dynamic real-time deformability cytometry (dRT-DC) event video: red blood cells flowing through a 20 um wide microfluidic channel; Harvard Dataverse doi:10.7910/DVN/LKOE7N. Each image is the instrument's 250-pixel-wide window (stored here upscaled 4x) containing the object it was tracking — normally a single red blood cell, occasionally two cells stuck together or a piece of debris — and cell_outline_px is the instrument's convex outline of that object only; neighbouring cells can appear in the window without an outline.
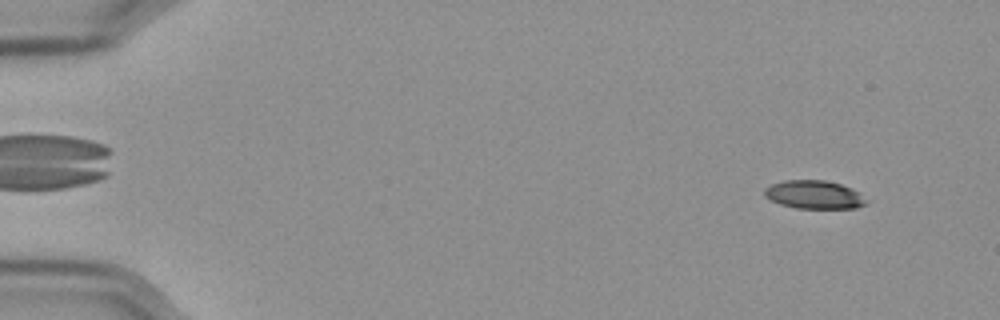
{"species": "Egyptian fruit bat (a non-hibernating species)", "species_latin": "Rousettus aegyptiacus", "temperature_condition": "cold", "stored_images_in_passage": 56, "camera_frame_rate_fps": 3000, "um_per_image_px": 0.085, "frame": {"image": 1, "passage_image": 4, "time_ms": 1.0, "image_size_px": [1000, 320], "cell_outline_px": [[864, 204], [856, 208], [796, 208], [780, 204], [764, 196], [764, 188], [772, 184], [784, 180], [824, 180], [840, 184], [856, 192], [864, 200]], "centroid_in_image_um": [69.1, 16.54], "position_along_channel_um": 15.9, "area_um2": 16.36}}
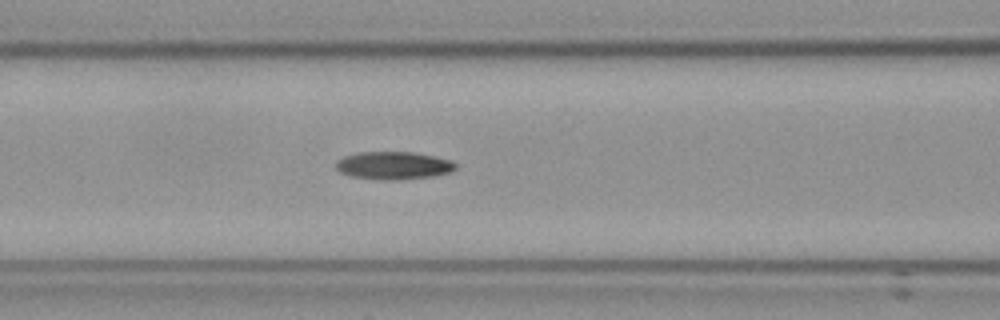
{"frame": {"image": 2, "passage_image": 24, "time_ms": 7.667, "image_size_px": [1000, 320], "cell_outline_px": [[456, 168], [452, 172], [432, 176], [400, 180], [380, 180], [348, 176], [340, 172], [336, 168], [336, 160], [344, 156], [356, 152], [412, 152], [452, 160], [456, 164]], "centroid_in_image_um": [33.42, 14.07], "position_along_channel_um": 133.2, "area_um2": 19.59}}
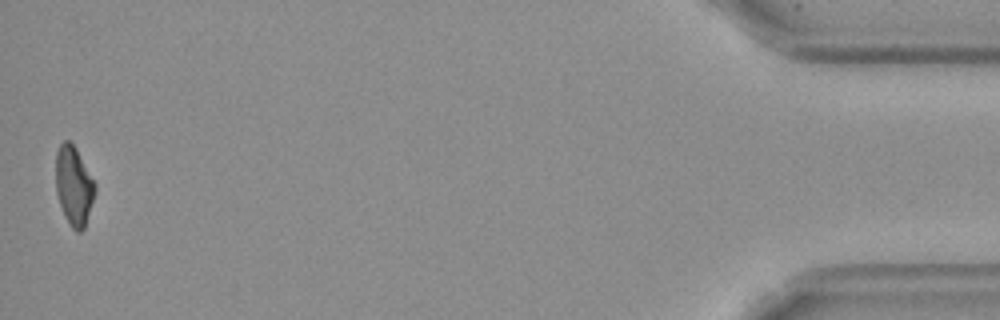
{"frame": {"image": 3, "passage_image": 56, "time_ms": 18.333, "image_size_px": [1000, 320], "cell_outline_px": [[96, 192], [84, 228], [80, 232], [76, 232], [72, 228], [64, 216], [56, 192], [56, 152], [60, 144], [64, 140], [68, 140], [76, 148], [96, 184]], "centroid_in_image_um": [6.28, 15.8], "position_along_channel_um": 428.9, "area_um2": 18.09}, "authors_computed_cell_mechanics": {"area_um2": 18.6694, "velocity_mm_per_s": 3.5844, "shape_relaxation_time_tau1_ms": 5.6012, "shape_relaxation_time_tau2_ms": null, "deformation_change_tau1": 0.1746, "deformation_change_tau2": null}}